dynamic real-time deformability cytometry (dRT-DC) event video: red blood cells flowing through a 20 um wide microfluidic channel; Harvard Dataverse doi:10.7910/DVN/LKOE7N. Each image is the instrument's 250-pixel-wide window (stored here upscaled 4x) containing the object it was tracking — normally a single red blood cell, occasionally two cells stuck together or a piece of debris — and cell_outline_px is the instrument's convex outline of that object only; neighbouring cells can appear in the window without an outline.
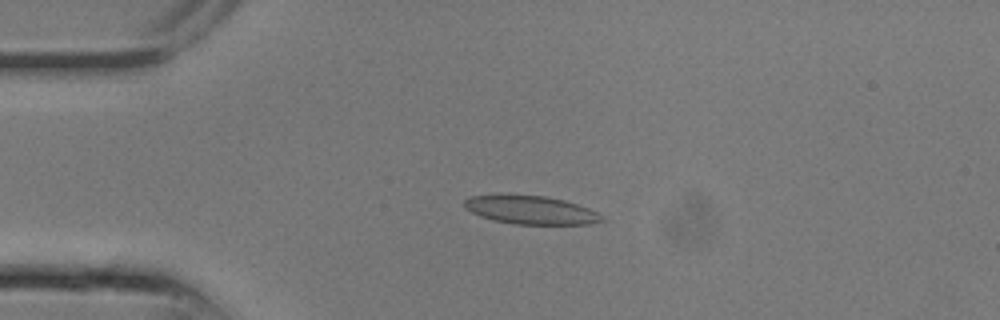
{"species": "common noctule bat (a hibernating species)", "species_latin": "Nyctalus noctula", "temperature_condition": "room temperature", "stored_images_in_passage": 9, "camera_frame_rate_fps": 3000, "um_per_image_px": 0.085, "animal": {"sex": "male", "body_mass_g": 13.3}, "frame": {"image": 1, "passage_image": 6, "time_ms": 1.667, "image_size_px": [1000, 320], "cell_outline_px": [[608, 220], [592, 224], [516, 224], [492, 220], [480, 216], [464, 208], [464, 200], [468, 196], [500, 192], [548, 196], [564, 200], [600, 212]], "centroid_in_image_um": [45.09, 17.81], "position_along_channel_um": 39.9, "area_um2": 23.76}}
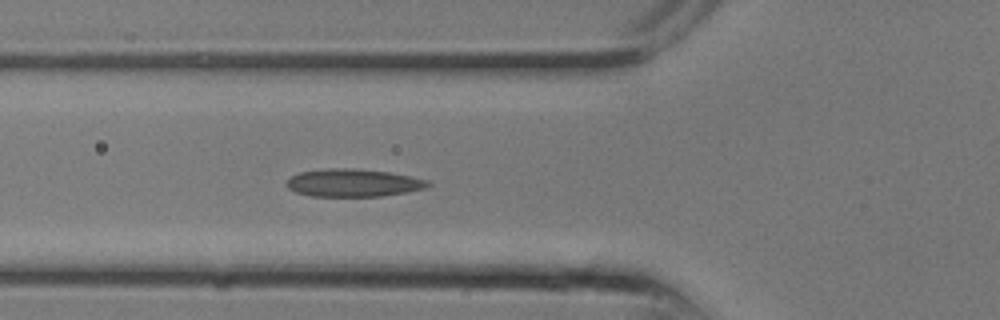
{"frame": {"image": 2, "passage_image": 9, "time_ms": 2.667, "image_size_px": [1000, 320], "cell_outline_px": [[432, 184], [428, 188], [408, 192], [380, 196], [312, 196], [296, 192], [288, 188], [284, 184], [292, 176], [300, 172], [328, 168], [356, 168], [388, 172], [428, 180]], "centroid_in_image_um": [30.04, 15.54], "position_along_channel_um": 95.8, "area_um2": 22.89}}